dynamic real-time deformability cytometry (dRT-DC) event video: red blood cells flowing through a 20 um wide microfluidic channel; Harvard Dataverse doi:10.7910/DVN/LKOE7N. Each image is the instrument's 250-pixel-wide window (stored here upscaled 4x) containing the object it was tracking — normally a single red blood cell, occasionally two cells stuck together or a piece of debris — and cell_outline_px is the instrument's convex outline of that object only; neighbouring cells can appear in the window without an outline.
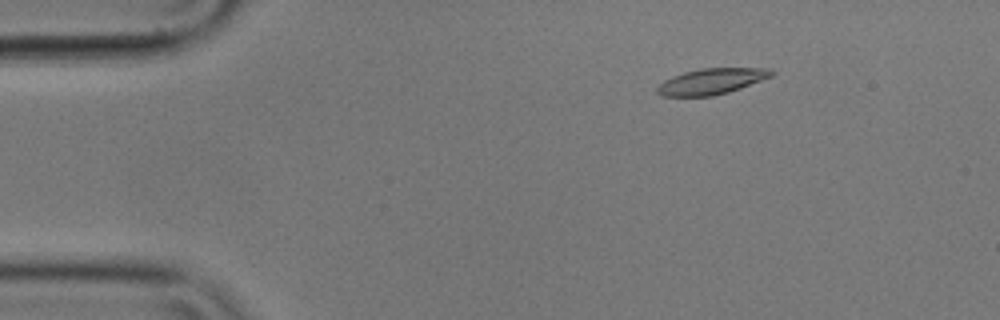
{"species": "common noctule bat (a hibernating species)", "species_latin": "Nyctalus noctula", "temperature_condition": "cold", "stored_images_in_passage": 56, "camera_frame_rate_fps": 3000, "um_per_image_px": 0.085, "animal": {"sex": "male", "body_mass_g": 17.9}, "frame": {"image": 1, "passage_image": 8, "time_ms": 2.333, "image_size_px": [1000, 320], "cell_outline_px": [[776, 72], [772, 76], [740, 88], [728, 92], [712, 96], [660, 96], [656, 92], [656, 88], [664, 80], [672, 76], [684, 72], [700, 68], [772, 68]], "centroid_in_image_um": [60.47, 6.91], "position_along_channel_um": 24.5, "area_um2": 17.28}}
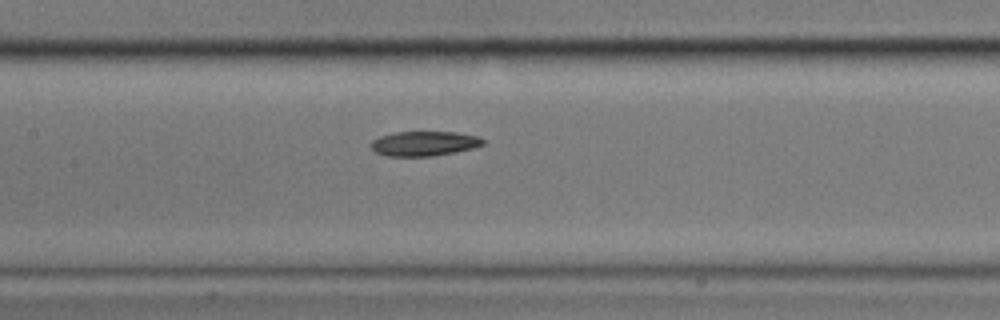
{"frame": {"image": 2, "passage_image": 26, "time_ms": 8.333, "image_size_px": [1000, 320], "cell_outline_px": [[484, 144], [472, 148], [432, 156], [388, 156], [376, 152], [368, 144], [372, 140], [380, 136], [392, 132], [456, 132], [480, 136], [484, 140]], "centroid_in_image_um": [36.03, 12.19], "position_along_channel_um": 171.4, "area_um2": 16.13}}
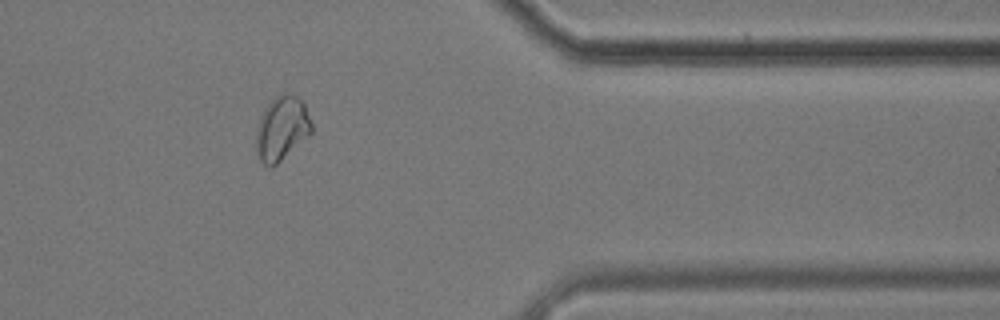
{"frame": {"image": 3, "passage_image": 46, "time_ms": 15.0, "image_size_px": [1000, 320], "cell_outline_px": [[312, 132], [308, 136], [272, 168], [268, 168], [260, 160], [256, 152], [256, 132], [264, 108], [276, 96], [284, 92], [288, 92], [304, 100], [312, 124]], "centroid_in_image_um": [23.96, 10.9], "position_along_channel_um": 387.4, "area_um2": 20.81}, "authors_computed_cell_mechanics": {"area_um2": 17.051, "velocity_mm_per_s": 3.5209, "shape_relaxation_time_tau1_ms": 9.3855, "shape_relaxation_time_tau2_ms": null, "deformation_change_tau1": 0.1658, "deformation_change_tau2": null}}